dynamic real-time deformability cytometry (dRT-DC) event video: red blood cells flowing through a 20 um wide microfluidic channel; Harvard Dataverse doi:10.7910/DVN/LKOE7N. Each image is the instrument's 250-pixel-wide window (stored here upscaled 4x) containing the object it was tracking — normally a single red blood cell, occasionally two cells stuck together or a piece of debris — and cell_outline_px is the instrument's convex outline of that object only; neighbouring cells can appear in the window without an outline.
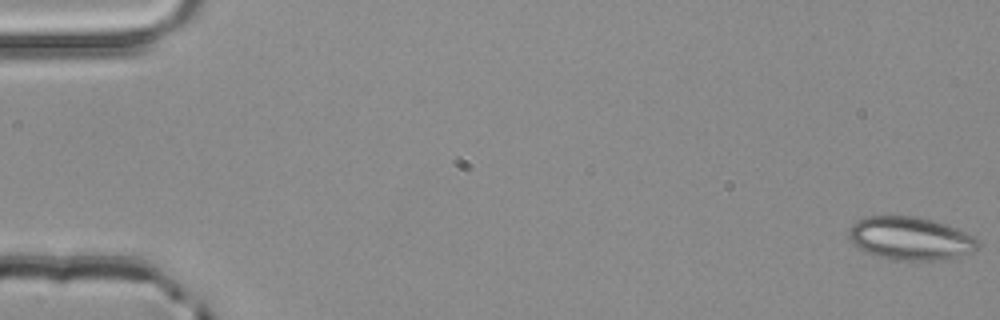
{"species": "common noctule bat (a hibernating species)", "species_latin": "Nyctalus noctula", "temperature_condition": "room temperature", "stored_images_in_passage": 5, "camera_frame_rate_fps": 3000, "um_per_image_px": 0.085, "animal": {"sex": "male", "body_mass_g": 20.4}, "frame": {"image": 1, "passage_image": 1, "time_ms": 0.0, "image_size_px": [1000, 320], "cell_outline_px": [[980, 244], [972, 252], [944, 260], [904, 260], [876, 256], [852, 244], [848, 236], [848, 232], [852, 224], [856, 220], [864, 216], [916, 216], [948, 224], [980, 240]], "centroid_in_image_um": [77.37, 20.25], "position_along_channel_um": 7.6, "area_um2": 32.48}}
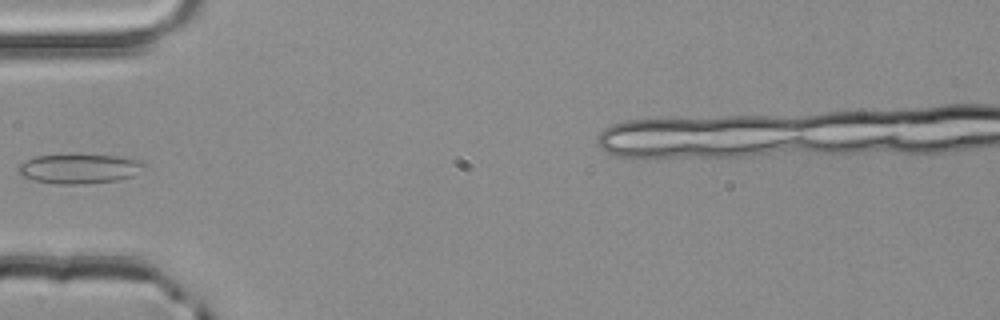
{"frame": {"image": 2, "passage_image": 5, "time_ms": 1.333, "image_size_px": [1000, 320], "cell_outline_px": [[148, 164], [132, 176], [120, 180], [84, 184], [56, 184], [36, 180], [24, 176], [16, 172], [16, 168], [20, 164], [36, 156], [120, 156], [144, 160]], "centroid_in_image_um": [6.8, 14.36], "position_along_channel_um": 78.2, "area_um2": 21.39}}